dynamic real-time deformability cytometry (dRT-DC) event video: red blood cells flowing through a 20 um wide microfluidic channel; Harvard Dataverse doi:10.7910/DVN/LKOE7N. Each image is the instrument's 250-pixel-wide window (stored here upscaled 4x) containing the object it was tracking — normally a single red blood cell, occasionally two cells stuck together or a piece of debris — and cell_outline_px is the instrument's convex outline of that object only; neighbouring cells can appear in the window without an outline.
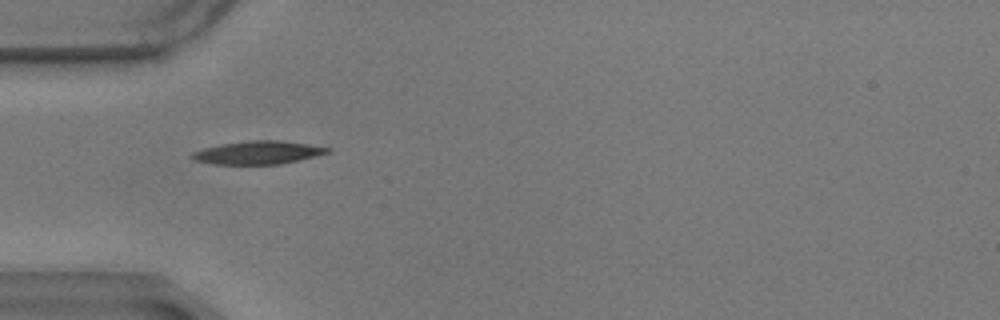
{"species": "common noctule bat (a hibernating species)", "species_latin": "Nyctalus noctula", "temperature_condition": "warm", "stored_images_in_passage": 39, "camera_frame_rate_fps": 3000, "um_per_image_px": 0.085, "animal": {"sex": "male", "body_mass_g": 17.9}, "frame": {"image": 1, "passage_image": 1, "time_ms": 0.0, "image_size_px": [1000, 320], "cell_outline_px": [[332, 148], [328, 152], [280, 164], [212, 164], [196, 160], [188, 156], [192, 152], [204, 148], [220, 144], [248, 140], [280, 140], [308, 144]], "centroid_in_image_um": [21.87, 12.96], "position_along_channel_um": 63.1, "area_um2": 18.09}}
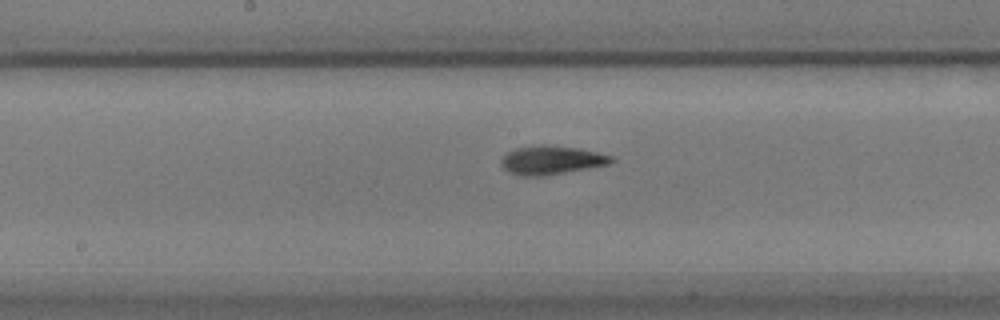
{"frame": {"image": 2, "passage_image": 13, "time_ms": 4.0, "image_size_px": [1000, 320], "cell_outline_px": [[616, 160], [608, 164], [588, 168], [544, 176], [524, 176], [512, 172], [504, 168], [500, 164], [500, 160], [508, 152], [516, 148], [544, 144], [580, 148], [612, 156]], "centroid_in_image_um": [46.88, 13.6], "position_along_channel_um": 201.3, "area_um2": 18.26}}
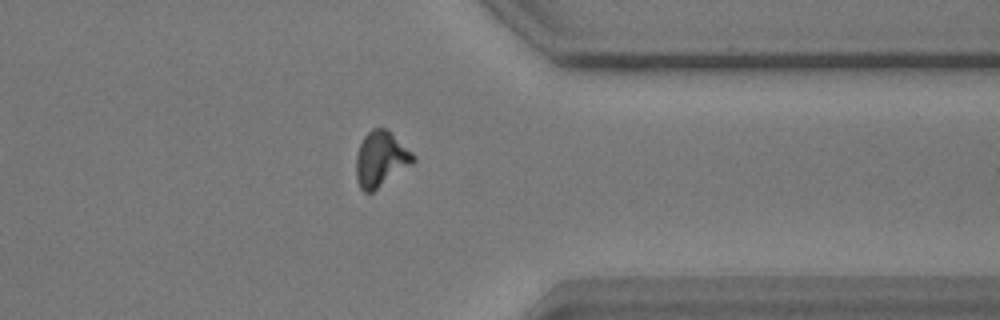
{"frame": {"image": 3, "passage_image": 29, "time_ms": 9.333, "image_size_px": [1000, 320], "cell_outline_px": [[416, 160], [412, 164], [372, 192], [364, 192], [360, 188], [356, 180], [356, 156], [360, 144], [364, 136], [372, 128], [388, 128], [416, 156]], "centroid_in_image_um": [32.37, 13.5], "position_along_channel_um": 379.0, "area_um2": 18.5}, "authors_computed_cell_mechanics": {"area_um2": 17.34, "velocity_mm_per_s": 3.4697, "shape_relaxation_time_tau1_ms": 7.4442, "shape_relaxation_time_tau2_ms": 4.9723, "deformation_change_tau1": 0.218, "deformation_change_tau2": 0.1239}}